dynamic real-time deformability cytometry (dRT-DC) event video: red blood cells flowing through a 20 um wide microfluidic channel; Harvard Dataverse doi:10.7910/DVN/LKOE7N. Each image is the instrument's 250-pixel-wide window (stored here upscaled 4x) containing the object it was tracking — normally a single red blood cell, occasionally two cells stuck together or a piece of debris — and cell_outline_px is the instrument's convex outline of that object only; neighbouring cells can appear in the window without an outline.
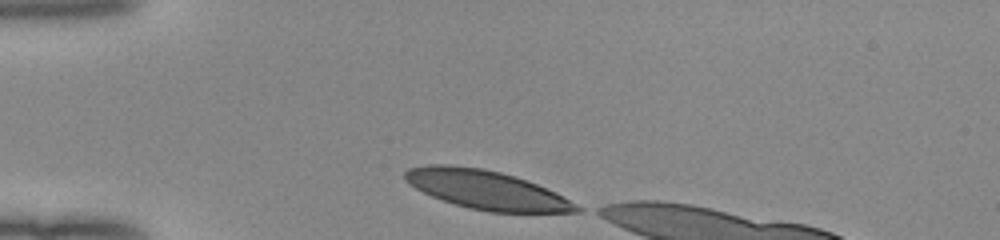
{"species": "human", "species_latin": "Homo sapiens", "temperature_condition": "room temperature", "stored_images_in_passage": 31, "camera_frame_rate_fps": 3000, "um_per_image_px": 0.085, "donor": {"sex": "female"}, "frame": {"image": 1, "passage_image": 1, "time_ms": 0.0, "image_size_px": [1000, 240], "cell_outline_px": [[584, 208], [580, 212], [488, 212], [468, 208], [440, 200], [408, 184], [404, 180], [404, 172], [408, 168], [428, 164], [448, 164], [484, 168], [500, 172], [536, 184], [556, 192]], "centroid_in_image_um": [41.31, 16.13], "position_along_channel_um": 43.7, "area_um2": 38.9}}
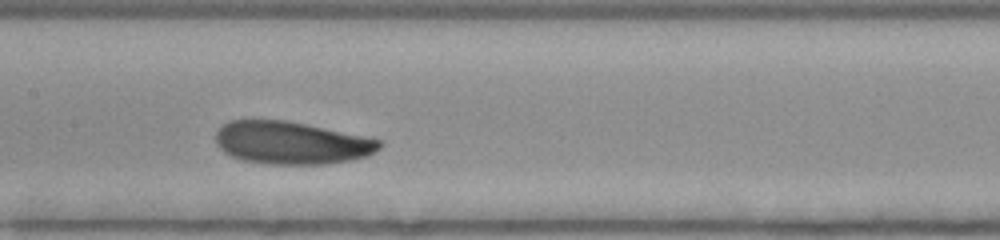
{"frame": {"image": 2, "passage_image": 14, "time_ms": 4.333, "image_size_px": [1000, 240], "cell_outline_px": [[384, 144], [380, 148], [368, 156], [352, 160], [324, 164], [268, 164], [244, 160], [232, 156], [224, 152], [216, 144], [216, 132], [228, 120], [288, 120], [380, 140]], "centroid_in_image_um": [24.76, 12.14], "position_along_channel_um": 182.6, "area_um2": 40.58}}
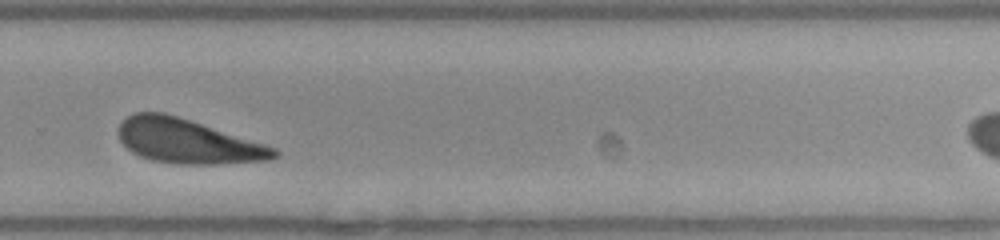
{"frame": {"image": 3, "passage_image": 24, "time_ms": 7.667, "image_size_px": [1000, 240], "cell_outline_px": [[280, 156], [272, 160], [216, 164], [176, 164], [152, 160], [140, 156], [132, 152], [120, 140], [120, 120], [132, 112], [164, 112], [264, 144], [276, 148], [280, 152]], "centroid_in_image_um": [15.95, 12.01], "position_along_channel_um": 313.9, "area_um2": 40.0}, "authors_computed_cell_mechanics": {"area_um2": 41.0958, "velocity_mm_per_s": 3.9531, "shape_relaxation_time_tau1_ms": 1.9963, "shape_relaxation_time_tau2_ms": null, "deformation_change_tau1": 0.1143, "deformation_change_tau2": null}}